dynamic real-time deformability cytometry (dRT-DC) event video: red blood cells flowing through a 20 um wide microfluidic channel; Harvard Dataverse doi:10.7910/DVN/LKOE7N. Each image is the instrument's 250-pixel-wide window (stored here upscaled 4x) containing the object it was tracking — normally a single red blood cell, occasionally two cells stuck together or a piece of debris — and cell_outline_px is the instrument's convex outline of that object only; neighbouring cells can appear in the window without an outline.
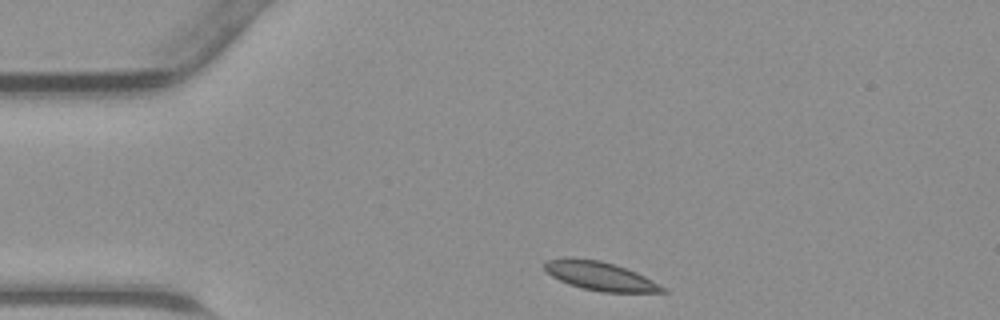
{"species": "common noctule bat (a hibernating species)", "species_latin": "Nyctalus noctula", "temperature_condition": "warm", "stored_images_in_passage": 29, "camera_frame_rate_fps": 3000, "um_per_image_px": 0.085, "animal": {"sex": "male", "body_mass_g": 23.1, "forearm_length_mm": 52.7}, "frame": {"image": 1, "passage_image": 1, "time_ms": 0.0, "image_size_px": [1000, 320], "cell_outline_px": [[668, 292], [600, 292], [580, 288], [568, 284], [552, 276], [544, 268], [544, 264], [548, 260], [568, 256], [600, 260], [636, 272], [668, 288]], "centroid_in_image_um": [51.01, 23.46], "position_along_channel_um": 34.0, "area_um2": 19.83}}
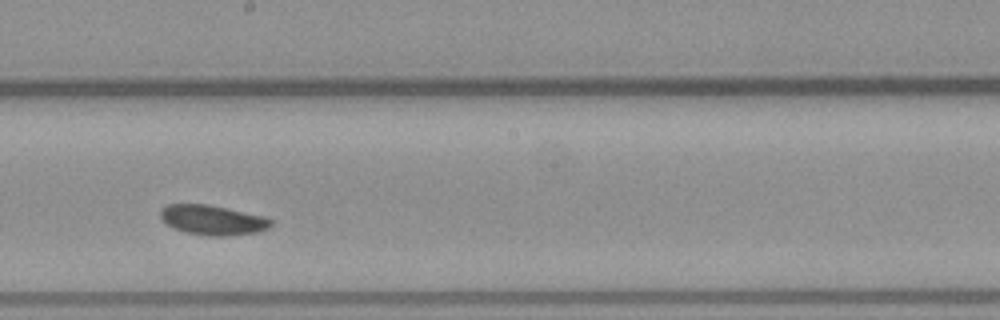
{"frame": {"image": 2, "passage_image": 17, "time_ms": 5.333, "image_size_px": [1000, 320], "cell_outline_px": [[272, 224], [268, 228], [260, 232], [224, 236], [212, 236], [188, 232], [176, 228], [168, 224], [160, 216], [160, 208], [168, 204], [208, 204], [264, 216], [272, 220]], "centroid_in_image_um": [18.1, 18.69], "position_along_channel_um": 230.1, "area_um2": 19.02}}
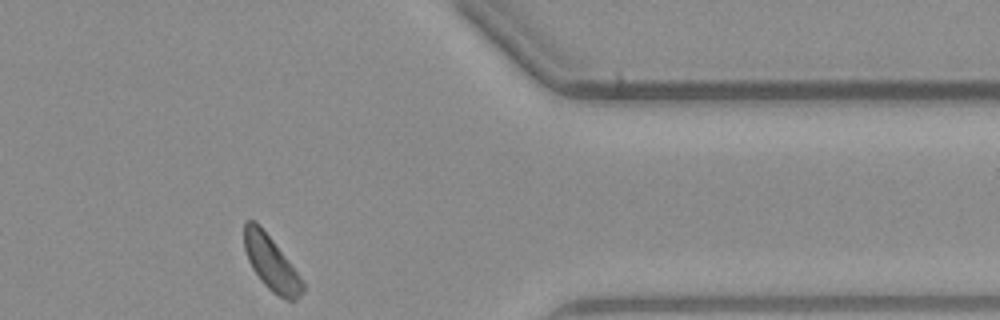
{"frame": {"image": 3, "passage_image": 29, "time_ms": 9.333, "image_size_px": [1000, 320], "cell_outline_px": [[304, 292], [296, 300], [284, 300], [272, 292], [260, 280], [252, 268], [248, 260], [244, 248], [244, 220], [256, 220], [260, 224], [288, 260], [300, 276], [304, 284]], "centroid_in_image_um": [23.04, 22.36], "position_along_channel_um": 388.4, "area_um2": 18.61}}